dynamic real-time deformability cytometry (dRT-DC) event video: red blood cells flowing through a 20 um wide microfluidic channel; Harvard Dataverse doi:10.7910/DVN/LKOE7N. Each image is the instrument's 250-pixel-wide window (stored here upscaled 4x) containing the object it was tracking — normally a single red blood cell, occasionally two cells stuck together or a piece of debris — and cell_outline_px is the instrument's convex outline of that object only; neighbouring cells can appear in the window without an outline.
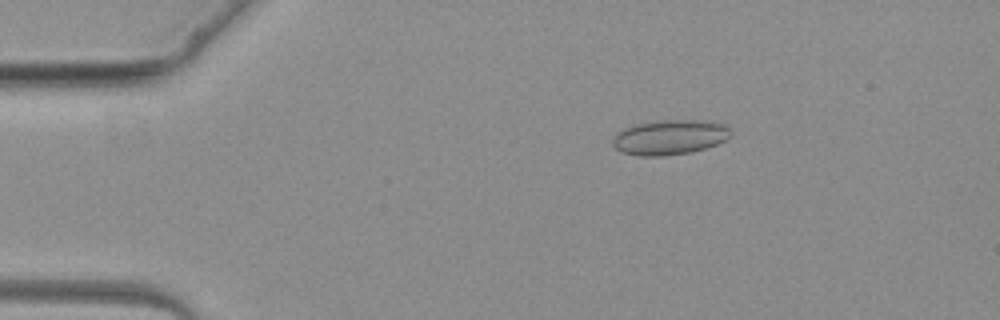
{"species": "common noctule bat (a hibernating species)", "species_latin": "Nyctalus noctula", "temperature_condition": "warm", "stored_images_in_passage": 3, "camera_frame_rate_fps": 3000, "um_per_image_px": 0.085, "animal": {"sex": "female", "body_mass_g": 19.3, "forearm_length_mm": 54.1}, "frame": {"image": 1, "passage_image": 2, "time_ms": 1.333, "image_size_px": [1000, 320], "cell_outline_px": [[732, 136], [728, 140], [704, 148], [688, 152], [664, 156], [640, 156], [620, 152], [612, 144], [612, 140], [616, 132], [624, 128], [636, 124], [656, 120], [700, 120], [724, 124], [732, 132]], "centroid_in_image_um": [56.91, 11.66], "position_along_channel_um": 28.1, "area_um2": 24.16}}